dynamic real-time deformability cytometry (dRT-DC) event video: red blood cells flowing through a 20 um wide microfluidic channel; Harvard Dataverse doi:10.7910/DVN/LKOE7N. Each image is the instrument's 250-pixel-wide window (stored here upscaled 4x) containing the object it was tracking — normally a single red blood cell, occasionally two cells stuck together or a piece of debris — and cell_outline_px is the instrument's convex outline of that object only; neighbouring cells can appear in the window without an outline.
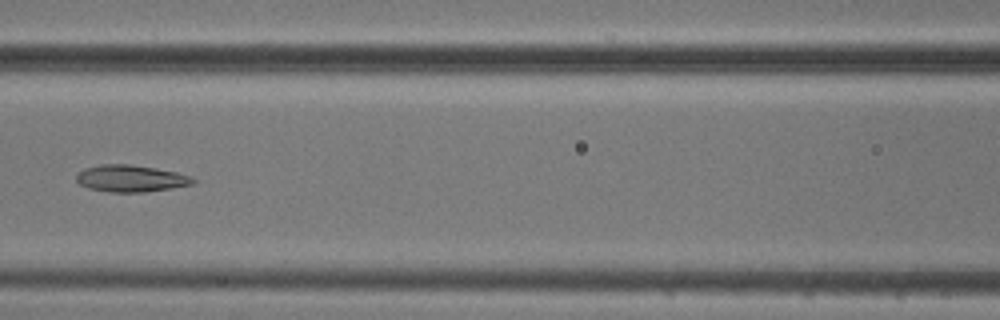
{"species": "common noctule bat (a hibernating species)", "species_latin": "Nyctalus noctula", "temperature_condition": "cold", "stored_images_in_passage": 7, "camera_frame_rate_fps": 3000, "um_per_image_px": 0.085, "animal": {"sex": "male", "body_mass_g": 20.5, "forearm_length_mm": 52.5}, "frame": {"image": 1, "passage_image": 7, "time_ms": 7.0, "image_size_px": [1000, 320], "cell_outline_px": [[196, 180], [192, 184], [172, 188], [144, 192], [108, 192], [88, 188], [80, 184], [76, 180], [76, 176], [84, 168], [100, 164], [128, 164], [156, 168], [176, 172], [188, 176]], "centroid_in_image_um": [11.08, 15.17], "position_along_channel_um": 155.5, "area_um2": 18.15}}